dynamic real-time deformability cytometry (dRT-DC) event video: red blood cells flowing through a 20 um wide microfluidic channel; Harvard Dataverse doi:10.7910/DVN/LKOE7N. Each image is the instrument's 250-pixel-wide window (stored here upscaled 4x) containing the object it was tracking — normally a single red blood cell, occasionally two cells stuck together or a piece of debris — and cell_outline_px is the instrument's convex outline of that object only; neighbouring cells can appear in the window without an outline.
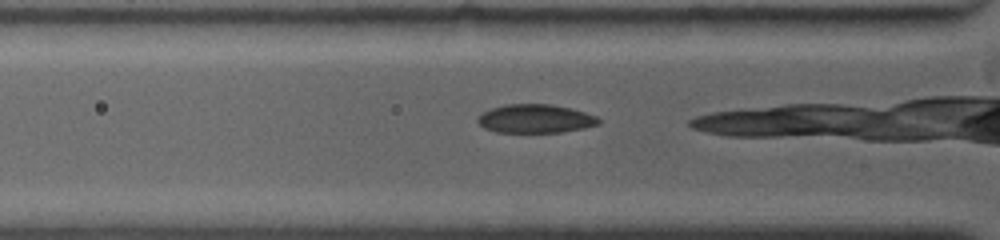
{"species": "common noctule bat (a hibernating species)", "species_latin": "Nyctalus noctula", "temperature_condition": "warm", "stored_images_in_passage": 31, "camera_frame_rate_fps": 4500, "um_per_image_px": 0.085, "animal": {"sex": "female", "body_mass_g": 19.0, "forearm_length_mm": 53.3}, "frame": {"image": 1, "passage_image": 3, "time_ms": 0.667, "image_size_px": [1000, 240], "cell_outline_px": [[600, 124], [584, 128], [560, 132], [496, 132], [484, 128], [476, 120], [476, 116], [492, 108], [508, 104], [548, 104], [572, 108], [596, 116], [600, 120]], "centroid_in_image_um": [45.5, 10.09], "position_along_channel_um": 80.3, "area_um2": 20.11}}
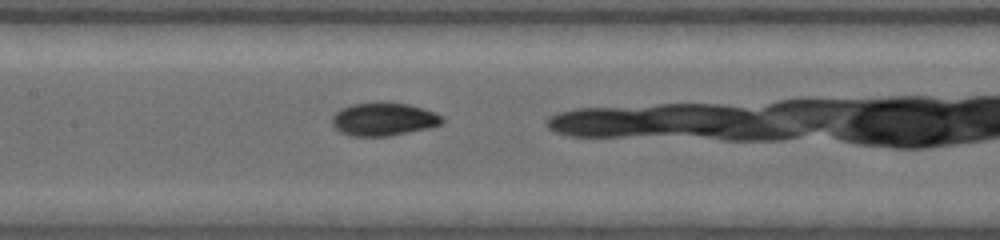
{"frame": {"image": 2, "passage_image": 10, "time_ms": 3.111, "image_size_px": [1000, 240], "cell_outline_px": [[444, 120], [440, 124], [428, 128], [392, 136], [348, 136], [340, 132], [332, 124], [332, 116], [340, 108], [352, 104], [384, 100], [388, 100], [408, 104], [424, 108], [436, 112], [444, 116]], "centroid_in_image_um": [32.61, 10.1], "position_along_channel_um": 174.8, "area_um2": 21.91}}
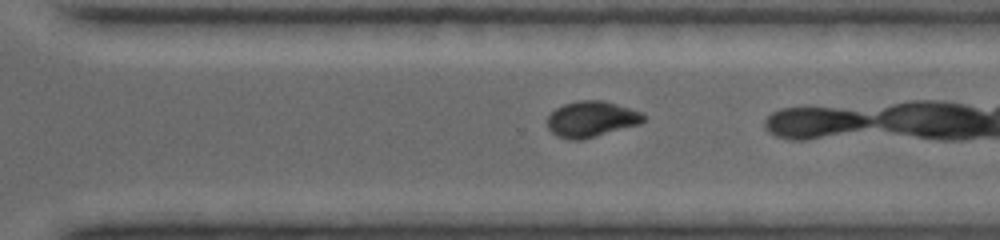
{"frame": {"image": 3, "passage_image": 21, "time_ms": 6.889, "image_size_px": [1000, 240], "cell_outline_px": [[648, 116], [640, 124], [596, 136], [580, 140], [572, 140], [556, 136], [548, 128], [548, 116], [556, 108], [564, 104], [580, 100], [604, 100], [644, 112]], "centroid_in_image_um": [50.31, 10.11], "position_along_channel_um": 320.3, "area_um2": 20.23}}